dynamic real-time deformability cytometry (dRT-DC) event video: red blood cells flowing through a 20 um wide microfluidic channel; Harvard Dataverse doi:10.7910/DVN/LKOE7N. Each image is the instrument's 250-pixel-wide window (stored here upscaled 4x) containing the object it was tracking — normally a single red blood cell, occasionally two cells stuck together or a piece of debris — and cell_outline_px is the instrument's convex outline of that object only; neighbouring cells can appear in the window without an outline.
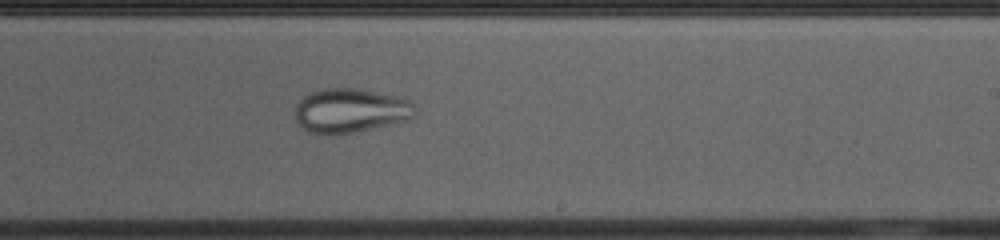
{"species": "common noctule bat (a hibernating species)", "species_latin": "Nyctalus noctula", "temperature_condition": "cold", "stored_images_in_passage": 42, "camera_frame_rate_fps": 3000, "um_per_image_px": 0.085, "animal": {"sex": "female", "body_mass_g": 23.0, "forearm_length_mm": 53.4}, "frame": {"image": 1, "passage_image": 22, "time_ms": 7.0, "image_size_px": [1000, 240], "cell_outline_px": [[416, 116], [404, 120], [388, 124], [352, 132], [308, 132], [296, 120], [296, 104], [304, 96], [312, 92], [324, 88], [356, 88], [396, 96], [408, 100], [416, 108]], "centroid_in_image_um": [29.79, 9.36], "position_along_channel_um": 259.2, "area_um2": 30.06}}
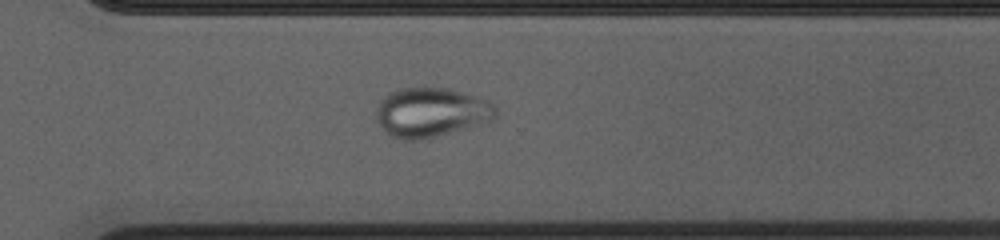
{"frame": {"image": 2, "passage_image": 28, "time_ms": 9.0, "image_size_px": [1000, 240], "cell_outline_px": [[496, 116], [480, 124], [468, 128], [420, 140], [404, 140], [392, 136], [380, 124], [376, 116], [376, 108], [380, 100], [392, 92], [400, 88], [424, 84], [448, 88], [476, 96], [492, 104], [496, 108]], "centroid_in_image_um": [36.62, 9.51], "position_along_channel_um": 334.0, "area_um2": 34.56}}
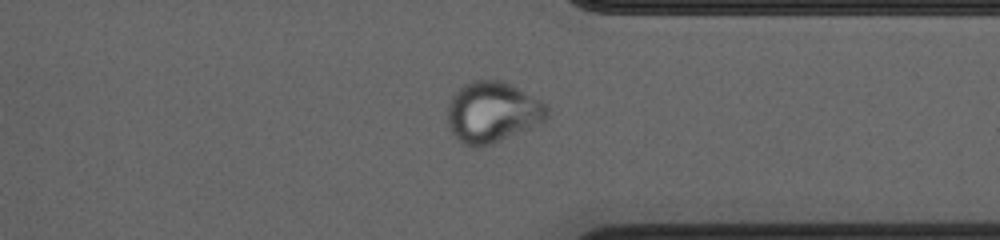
{"frame": {"image": 3, "passage_image": 31, "time_ms": 10.0, "image_size_px": [1000, 240], "cell_outline_px": [[548, 116], [544, 120], [528, 128], [492, 144], [480, 148], [468, 148], [452, 132], [448, 124], [448, 104], [452, 96], [464, 84], [476, 80], [500, 80], [540, 100], [548, 108]], "centroid_in_image_um": [41.82, 9.56], "position_along_channel_um": 369.6, "area_um2": 34.8}}